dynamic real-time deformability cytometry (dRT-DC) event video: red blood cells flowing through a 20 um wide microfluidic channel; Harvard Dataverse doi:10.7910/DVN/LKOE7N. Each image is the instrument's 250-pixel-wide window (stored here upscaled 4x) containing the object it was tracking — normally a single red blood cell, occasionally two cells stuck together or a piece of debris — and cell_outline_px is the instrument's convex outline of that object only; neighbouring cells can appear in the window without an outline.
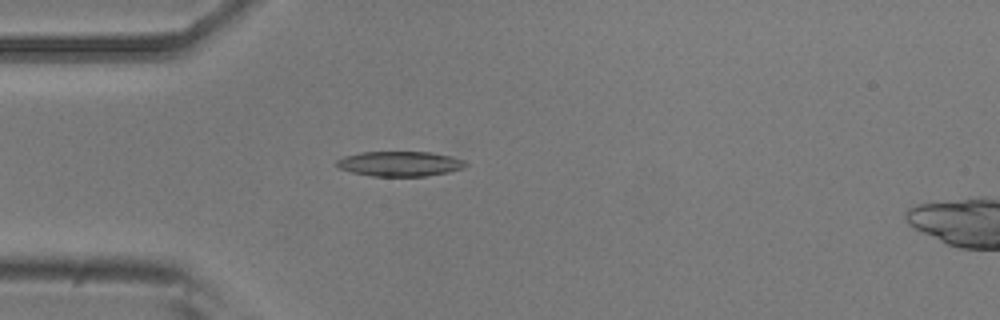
{"species": "common noctule bat (a hibernating species)", "species_latin": "Nyctalus noctula", "temperature_condition": "room temperature", "stored_images_in_passage": 3, "camera_frame_rate_fps": 3000, "um_per_image_px": 0.085, "animal": {"sex": "male", "body_mass_g": 20.5, "forearm_length_mm": 52.5}, "frame": {"image": 1, "passage_image": 3, "time_ms": 0.667, "image_size_px": [1000, 320], "cell_outline_px": [[468, 164], [464, 168], [448, 172], [424, 176], [372, 176], [352, 172], [340, 168], [336, 164], [336, 160], [344, 156], [360, 152], [432, 152], [452, 156], [464, 160]], "centroid_in_image_um": [34.01, 13.91], "position_along_channel_um": 51.0, "area_um2": 18.79}}